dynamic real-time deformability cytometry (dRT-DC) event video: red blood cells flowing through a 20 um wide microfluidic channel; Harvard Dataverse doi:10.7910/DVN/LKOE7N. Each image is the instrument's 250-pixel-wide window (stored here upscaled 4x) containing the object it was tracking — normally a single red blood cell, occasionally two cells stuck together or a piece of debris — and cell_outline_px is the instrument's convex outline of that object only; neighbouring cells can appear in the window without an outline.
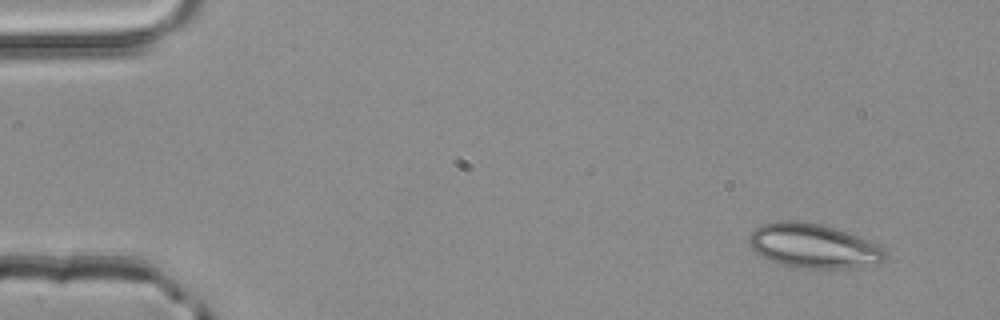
{"species": "common noctule bat (a hibernating species)", "species_latin": "Nyctalus noctula", "temperature_condition": "room temperature", "stored_images_in_passage": 53, "segment_of_instrument_passage": [1, 2], "camera_frame_rate_fps": 3000, "um_per_image_px": 0.085, "animal": {"sex": "male", "body_mass_g": 20.4}, "frame": {"image": 1, "passage_image": 4, "time_ms": 1.0, "image_size_px": [1000, 320], "cell_outline_px": [[884, 260], [848, 268], [804, 268], [780, 264], [760, 256], [748, 244], [748, 236], [760, 224], [780, 220], [792, 220], [820, 224], [868, 240], [884, 248]], "centroid_in_image_um": [69.04, 20.89], "position_along_channel_um": 16.0, "area_um2": 34.56}}
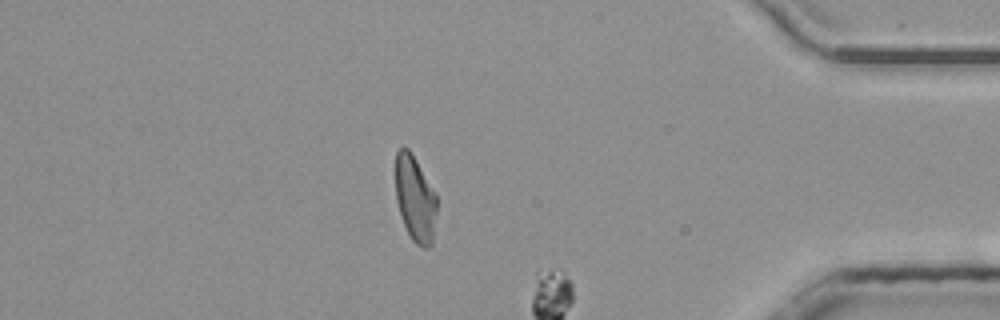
{"frame": {"image": 2, "passage_image": 45, "time_ms": 14.667, "image_size_px": [1000, 320], "cell_outline_px": [[436, 212], [432, 244], [428, 248], [424, 248], [416, 244], [412, 240], [404, 224], [396, 200], [396, 152], [400, 148], [408, 148], [416, 160], [436, 192]], "centroid_in_image_um": [35.3, 16.9], "position_along_channel_um": 399.9, "area_um2": 20.52}}